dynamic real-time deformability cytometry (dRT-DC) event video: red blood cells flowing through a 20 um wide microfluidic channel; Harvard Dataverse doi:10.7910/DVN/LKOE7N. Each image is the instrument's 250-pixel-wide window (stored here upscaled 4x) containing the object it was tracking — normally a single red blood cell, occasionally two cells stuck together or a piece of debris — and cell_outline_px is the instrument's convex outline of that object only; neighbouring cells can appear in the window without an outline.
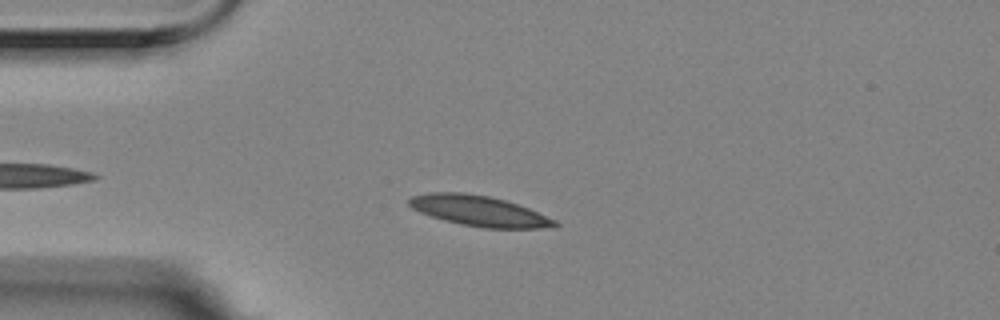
{"species": "Egyptian fruit bat (a non-hibernating species)", "species_latin": "Rousettus aegyptiacus", "temperature_condition": "room temperature", "stored_images_in_passage": 9, "camera_frame_rate_fps": 3000, "um_per_image_px": 0.085, "animal": {"sex": "female"}, "frame": {"image": 1, "passage_image": 4, "time_ms": 1.0, "image_size_px": [1000, 320], "cell_outline_px": [[560, 224], [556, 228], [484, 228], [460, 224], [444, 220], [420, 212], [412, 208], [408, 204], [408, 200], [412, 196], [428, 192], [464, 192], [488, 196], [504, 200], [528, 208], [556, 220]], "centroid_in_image_um": [40.73, 17.93], "position_along_channel_um": 44.3, "area_um2": 25.84}}
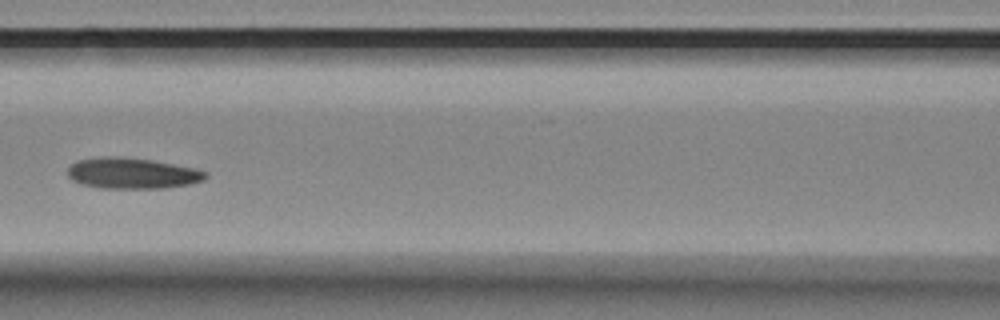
{"frame": {"image": 2, "passage_image": 7, "time_ms": 2.0, "image_size_px": [1000, 320], "cell_outline_px": [[208, 176], [204, 180], [188, 184], [164, 188], [100, 188], [80, 184], [72, 180], [68, 176], [68, 168], [76, 160], [100, 156], [120, 156], [152, 160], [196, 168], [208, 172]], "centroid_in_image_um": [11.22, 14.72], "position_along_channel_um": 155.4, "area_um2": 25.09}}
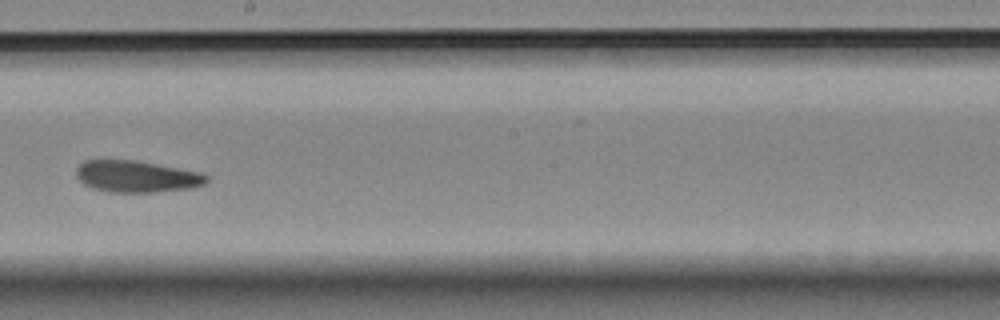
{"frame": {"image": 3, "passage_image": 9, "time_ms": 2.667, "image_size_px": [1000, 320], "cell_outline_px": [[208, 180], [204, 184], [192, 188], [156, 192], [108, 192], [92, 188], [84, 184], [76, 176], [76, 168], [84, 160], [136, 160], [204, 172], [208, 176]], "centroid_in_image_um": [11.64, 14.99], "position_along_channel_um": 236.6, "area_um2": 24.33}}